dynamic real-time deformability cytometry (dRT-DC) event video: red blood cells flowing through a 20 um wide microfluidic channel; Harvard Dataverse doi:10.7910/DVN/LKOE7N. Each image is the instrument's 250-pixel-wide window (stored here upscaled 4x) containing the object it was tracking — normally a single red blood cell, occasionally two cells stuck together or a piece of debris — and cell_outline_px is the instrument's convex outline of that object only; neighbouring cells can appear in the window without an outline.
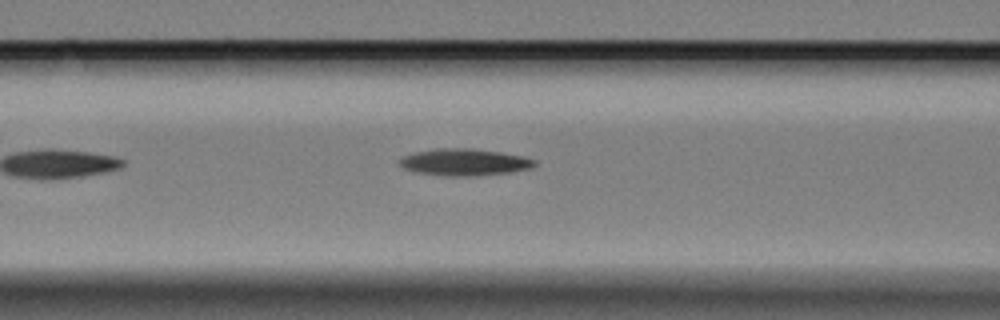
{"species": "Egyptian fruit bat (a non-hibernating species)", "species_latin": "Rousettus aegyptiacus", "temperature_condition": "cold", "stored_images_in_passage": 9, "camera_frame_rate_fps": 3000, "um_per_image_px": 0.085, "animal": {"sex": "female"}, "frame": {"image": 1, "passage_image": 7, "time_ms": 2.0, "image_size_px": [1000, 320], "cell_outline_px": [[536, 164], [532, 168], [512, 172], [476, 176], [444, 176], [416, 172], [404, 168], [400, 164], [400, 160], [404, 156], [416, 152], [436, 148], [472, 148], [500, 152], [524, 156], [536, 160]], "centroid_in_image_um": [39.52, 13.79], "position_along_channel_um": 127.1, "area_um2": 21.21}}